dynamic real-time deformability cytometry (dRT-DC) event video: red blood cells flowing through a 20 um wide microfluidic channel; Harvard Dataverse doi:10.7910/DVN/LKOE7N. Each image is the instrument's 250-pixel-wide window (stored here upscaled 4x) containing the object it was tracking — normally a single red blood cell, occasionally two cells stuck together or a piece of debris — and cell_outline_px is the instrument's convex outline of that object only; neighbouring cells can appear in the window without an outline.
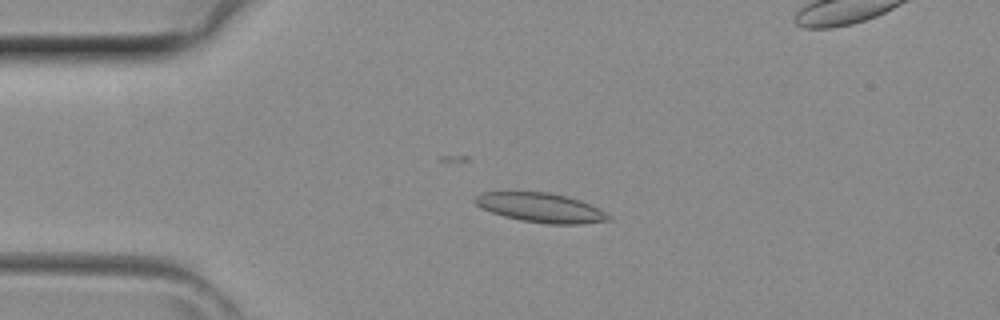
{"species": "common noctule bat (a hibernating species)", "species_latin": "Nyctalus noctula", "temperature_condition": "room temperature", "stored_images_in_passage": 42, "camera_frame_rate_fps": 3000, "um_per_image_px": 0.085, "animal": {"sex": "female", "body_mass_g": 29.2, "forearm_length_mm": 56.3}, "frame": {"image": 1, "passage_image": 9, "time_ms": 2.667, "image_size_px": [1000, 320], "cell_outline_px": [[612, 220], [580, 224], [548, 224], [520, 220], [504, 216], [480, 208], [472, 200], [476, 196], [484, 192], [548, 192], [580, 200], [600, 208], [612, 216]], "centroid_in_image_um": [45.99, 17.66], "position_along_channel_um": 39.0, "area_um2": 22.89}}
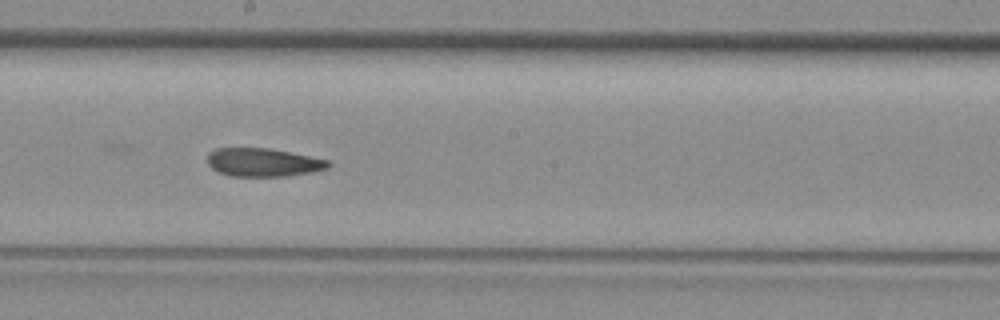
{"frame": {"image": 2, "passage_image": 22, "time_ms": 7.0, "image_size_px": [1000, 320], "cell_outline_px": [[332, 164], [328, 168], [312, 172], [288, 176], [228, 176], [212, 168], [208, 164], [208, 152], [216, 148], [268, 148], [328, 160]], "centroid_in_image_um": [22.36, 13.8], "position_along_channel_um": 225.8, "area_um2": 19.88}}
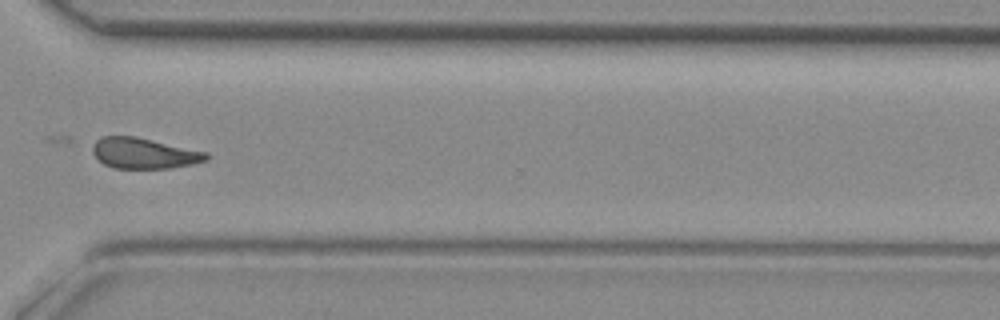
{"frame": {"image": 3, "passage_image": 30, "time_ms": 9.667, "image_size_px": [1000, 320], "cell_outline_px": [[208, 160], [192, 164], [168, 168], [112, 168], [104, 164], [92, 152], [92, 144], [100, 136], [136, 136], [208, 152]], "centroid_in_image_um": [12.23, 13.01], "position_along_channel_um": 358.4, "area_um2": 20.4}}